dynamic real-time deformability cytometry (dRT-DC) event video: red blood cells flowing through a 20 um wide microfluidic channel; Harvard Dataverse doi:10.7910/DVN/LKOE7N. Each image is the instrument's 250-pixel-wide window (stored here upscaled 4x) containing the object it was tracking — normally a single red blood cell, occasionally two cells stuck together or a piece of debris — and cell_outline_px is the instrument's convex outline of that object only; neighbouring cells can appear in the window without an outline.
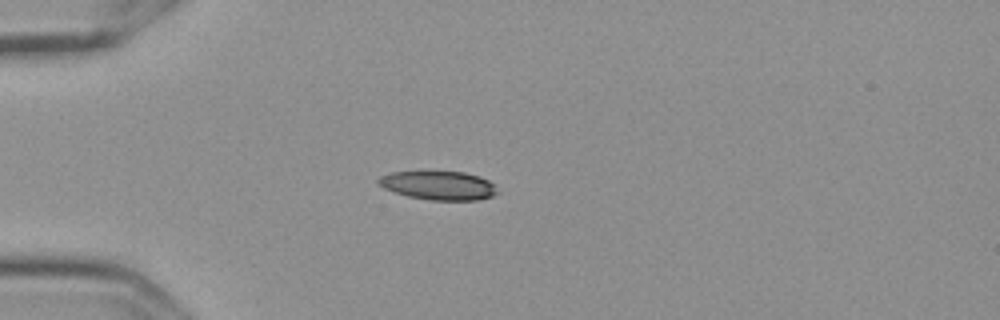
{"species": "Egyptian fruit bat (a non-hibernating species)", "species_latin": "Rousettus aegyptiacus", "temperature_condition": "cold", "stored_images_in_passage": 6, "camera_frame_rate_fps": 3000, "um_per_image_px": 0.085, "frame": {"image": 1, "passage_image": 4, "time_ms": 1.0, "image_size_px": [1000, 320], "cell_outline_px": [[500, 192], [492, 196], [476, 200], [428, 200], [408, 196], [384, 188], [376, 184], [376, 180], [380, 176], [392, 172], [464, 172], [480, 176], [488, 180]], "centroid_in_image_um": [37.27, 15.76], "position_along_channel_um": 47.7, "area_um2": 19.88}}
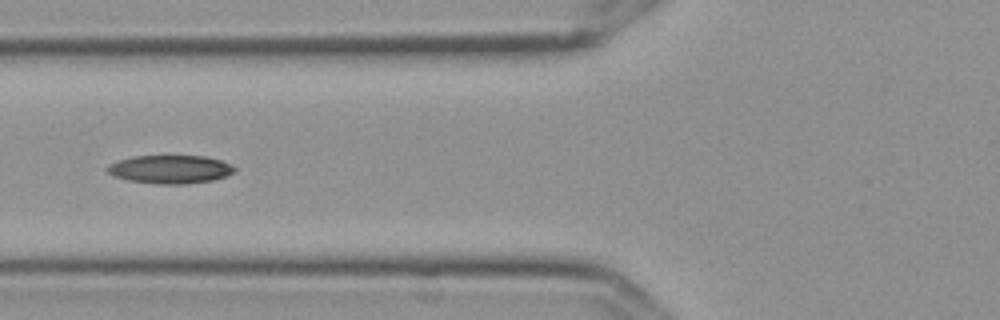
{"frame": {"image": 2, "passage_image": 6, "time_ms": 1.667, "image_size_px": [1000, 320], "cell_outline_px": [[236, 168], [232, 172], [224, 176], [212, 180], [184, 184], [160, 184], [128, 180], [112, 176], [108, 172], [108, 164], [132, 156], [208, 156], [232, 164]], "centroid_in_image_um": [14.46, 14.38], "position_along_channel_um": 111.3, "area_um2": 20.87}}